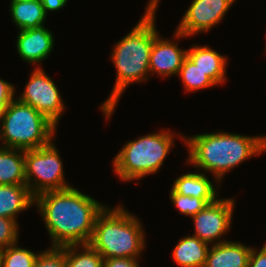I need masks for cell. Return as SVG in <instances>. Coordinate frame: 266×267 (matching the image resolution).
Returning a JSON list of instances; mask_svg holds the SVG:
<instances>
[{
    "label": "cell",
    "instance_id": "52a82bcc",
    "mask_svg": "<svg viewBox=\"0 0 266 267\" xmlns=\"http://www.w3.org/2000/svg\"><path fill=\"white\" fill-rule=\"evenodd\" d=\"M54 140L43 147L25 150L26 185L34 197L73 187L66 182L63 160Z\"/></svg>",
    "mask_w": 266,
    "mask_h": 267
},
{
    "label": "cell",
    "instance_id": "8992f818",
    "mask_svg": "<svg viewBox=\"0 0 266 267\" xmlns=\"http://www.w3.org/2000/svg\"><path fill=\"white\" fill-rule=\"evenodd\" d=\"M57 127L32 106L15 98L0 118V146L32 150L56 138Z\"/></svg>",
    "mask_w": 266,
    "mask_h": 267
},
{
    "label": "cell",
    "instance_id": "2e32d148",
    "mask_svg": "<svg viewBox=\"0 0 266 267\" xmlns=\"http://www.w3.org/2000/svg\"><path fill=\"white\" fill-rule=\"evenodd\" d=\"M35 206V197L27 185H0V217L11 218Z\"/></svg>",
    "mask_w": 266,
    "mask_h": 267
},
{
    "label": "cell",
    "instance_id": "7c38bea8",
    "mask_svg": "<svg viewBox=\"0 0 266 267\" xmlns=\"http://www.w3.org/2000/svg\"><path fill=\"white\" fill-rule=\"evenodd\" d=\"M54 34L45 25L19 30L16 38L18 56L27 64L41 67L54 49Z\"/></svg>",
    "mask_w": 266,
    "mask_h": 267
},
{
    "label": "cell",
    "instance_id": "d4e9b609",
    "mask_svg": "<svg viewBox=\"0 0 266 267\" xmlns=\"http://www.w3.org/2000/svg\"><path fill=\"white\" fill-rule=\"evenodd\" d=\"M19 224L6 217H0V250L17 243L19 238Z\"/></svg>",
    "mask_w": 266,
    "mask_h": 267
},
{
    "label": "cell",
    "instance_id": "d6986e66",
    "mask_svg": "<svg viewBox=\"0 0 266 267\" xmlns=\"http://www.w3.org/2000/svg\"><path fill=\"white\" fill-rule=\"evenodd\" d=\"M9 3L12 21L18 30L37 28L45 24L47 15L40 0L10 1Z\"/></svg>",
    "mask_w": 266,
    "mask_h": 267
},
{
    "label": "cell",
    "instance_id": "8fae6325",
    "mask_svg": "<svg viewBox=\"0 0 266 267\" xmlns=\"http://www.w3.org/2000/svg\"><path fill=\"white\" fill-rule=\"evenodd\" d=\"M161 36L159 34L153 41L149 62L150 75L156 74L162 78L178 76L182 62L187 56V49L179 47L178 40L188 37L176 30L173 33V41Z\"/></svg>",
    "mask_w": 266,
    "mask_h": 267
},
{
    "label": "cell",
    "instance_id": "cb8c5ba5",
    "mask_svg": "<svg viewBox=\"0 0 266 267\" xmlns=\"http://www.w3.org/2000/svg\"><path fill=\"white\" fill-rule=\"evenodd\" d=\"M65 246L48 247L40 251L33 267H65Z\"/></svg>",
    "mask_w": 266,
    "mask_h": 267
},
{
    "label": "cell",
    "instance_id": "5b68a950",
    "mask_svg": "<svg viewBox=\"0 0 266 267\" xmlns=\"http://www.w3.org/2000/svg\"><path fill=\"white\" fill-rule=\"evenodd\" d=\"M175 138L184 142V134L163 128L127 141L112 160L115 175L122 182H133L156 174L175 147Z\"/></svg>",
    "mask_w": 266,
    "mask_h": 267
},
{
    "label": "cell",
    "instance_id": "44dd1931",
    "mask_svg": "<svg viewBox=\"0 0 266 267\" xmlns=\"http://www.w3.org/2000/svg\"><path fill=\"white\" fill-rule=\"evenodd\" d=\"M65 267H103V257L89 244L65 246Z\"/></svg>",
    "mask_w": 266,
    "mask_h": 267
},
{
    "label": "cell",
    "instance_id": "ffe728a7",
    "mask_svg": "<svg viewBox=\"0 0 266 267\" xmlns=\"http://www.w3.org/2000/svg\"><path fill=\"white\" fill-rule=\"evenodd\" d=\"M187 93L197 92L216 86V84L188 57L182 62L178 73Z\"/></svg>",
    "mask_w": 266,
    "mask_h": 267
},
{
    "label": "cell",
    "instance_id": "4316f807",
    "mask_svg": "<svg viewBox=\"0 0 266 267\" xmlns=\"http://www.w3.org/2000/svg\"><path fill=\"white\" fill-rule=\"evenodd\" d=\"M248 267H266V246L264 244L260 250L252 247Z\"/></svg>",
    "mask_w": 266,
    "mask_h": 267
},
{
    "label": "cell",
    "instance_id": "4fadbf2b",
    "mask_svg": "<svg viewBox=\"0 0 266 267\" xmlns=\"http://www.w3.org/2000/svg\"><path fill=\"white\" fill-rule=\"evenodd\" d=\"M187 56L218 86L227 81L228 56L221 55L208 45H191Z\"/></svg>",
    "mask_w": 266,
    "mask_h": 267
},
{
    "label": "cell",
    "instance_id": "3957f363",
    "mask_svg": "<svg viewBox=\"0 0 266 267\" xmlns=\"http://www.w3.org/2000/svg\"><path fill=\"white\" fill-rule=\"evenodd\" d=\"M188 151L186 165L211 173L214 181L222 180L238 165L266 152V135L247 136L238 133L214 131L193 136L184 135Z\"/></svg>",
    "mask_w": 266,
    "mask_h": 267
},
{
    "label": "cell",
    "instance_id": "f546056e",
    "mask_svg": "<svg viewBox=\"0 0 266 267\" xmlns=\"http://www.w3.org/2000/svg\"><path fill=\"white\" fill-rule=\"evenodd\" d=\"M10 1L28 2V1H32V0H10Z\"/></svg>",
    "mask_w": 266,
    "mask_h": 267
},
{
    "label": "cell",
    "instance_id": "5bb4252c",
    "mask_svg": "<svg viewBox=\"0 0 266 267\" xmlns=\"http://www.w3.org/2000/svg\"><path fill=\"white\" fill-rule=\"evenodd\" d=\"M213 183L216 184L213 185ZM219 184H221L219 181L213 182L207 173L195 170L176 177L171 188L183 196L207 199L213 203L220 196L218 195Z\"/></svg>",
    "mask_w": 266,
    "mask_h": 267
},
{
    "label": "cell",
    "instance_id": "e0dca14e",
    "mask_svg": "<svg viewBox=\"0 0 266 267\" xmlns=\"http://www.w3.org/2000/svg\"><path fill=\"white\" fill-rule=\"evenodd\" d=\"M172 250V259L179 267H204L211 245L194 235L184 236Z\"/></svg>",
    "mask_w": 266,
    "mask_h": 267
},
{
    "label": "cell",
    "instance_id": "ba28073f",
    "mask_svg": "<svg viewBox=\"0 0 266 267\" xmlns=\"http://www.w3.org/2000/svg\"><path fill=\"white\" fill-rule=\"evenodd\" d=\"M16 98L32 106L56 127L66 111L60 90L42 67L32 70L23 92Z\"/></svg>",
    "mask_w": 266,
    "mask_h": 267
},
{
    "label": "cell",
    "instance_id": "f1b7e54d",
    "mask_svg": "<svg viewBox=\"0 0 266 267\" xmlns=\"http://www.w3.org/2000/svg\"><path fill=\"white\" fill-rule=\"evenodd\" d=\"M46 15L48 12H55L63 9L69 0H40Z\"/></svg>",
    "mask_w": 266,
    "mask_h": 267
},
{
    "label": "cell",
    "instance_id": "6da1fadb",
    "mask_svg": "<svg viewBox=\"0 0 266 267\" xmlns=\"http://www.w3.org/2000/svg\"><path fill=\"white\" fill-rule=\"evenodd\" d=\"M103 204L76 187L47 191L35 197V206L50 238V247L84 245L91 240Z\"/></svg>",
    "mask_w": 266,
    "mask_h": 267
},
{
    "label": "cell",
    "instance_id": "7a4b0ae2",
    "mask_svg": "<svg viewBox=\"0 0 266 267\" xmlns=\"http://www.w3.org/2000/svg\"><path fill=\"white\" fill-rule=\"evenodd\" d=\"M160 0H149L144 14L110 52L116 68V78L110 95L100 105L104 119L112 118L121 96L133 83L150 79L149 62L154 39L160 34L156 28V12Z\"/></svg>",
    "mask_w": 266,
    "mask_h": 267
},
{
    "label": "cell",
    "instance_id": "9a60e30c",
    "mask_svg": "<svg viewBox=\"0 0 266 267\" xmlns=\"http://www.w3.org/2000/svg\"><path fill=\"white\" fill-rule=\"evenodd\" d=\"M252 247L237 241L212 245L204 267H248Z\"/></svg>",
    "mask_w": 266,
    "mask_h": 267
},
{
    "label": "cell",
    "instance_id": "ac0fdd59",
    "mask_svg": "<svg viewBox=\"0 0 266 267\" xmlns=\"http://www.w3.org/2000/svg\"><path fill=\"white\" fill-rule=\"evenodd\" d=\"M0 185H26L25 150L0 146Z\"/></svg>",
    "mask_w": 266,
    "mask_h": 267
},
{
    "label": "cell",
    "instance_id": "277c9868",
    "mask_svg": "<svg viewBox=\"0 0 266 267\" xmlns=\"http://www.w3.org/2000/svg\"><path fill=\"white\" fill-rule=\"evenodd\" d=\"M145 231L139 217L121 203L106 206L97 216L89 245L103 259L140 258L147 246Z\"/></svg>",
    "mask_w": 266,
    "mask_h": 267
},
{
    "label": "cell",
    "instance_id": "7402d4cb",
    "mask_svg": "<svg viewBox=\"0 0 266 267\" xmlns=\"http://www.w3.org/2000/svg\"><path fill=\"white\" fill-rule=\"evenodd\" d=\"M40 252L19 246V242L0 250V267H33Z\"/></svg>",
    "mask_w": 266,
    "mask_h": 267
},
{
    "label": "cell",
    "instance_id": "9c48e42d",
    "mask_svg": "<svg viewBox=\"0 0 266 267\" xmlns=\"http://www.w3.org/2000/svg\"><path fill=\"white\" fill-rule=\"evenodd\" d=\"M235 203V197H219L213 203L207 204L191 217L194 224L193 235L209 245L227 241L224 235L232 227Z\"/></svg>",
    "mask_w": 266,
    "mask_h": 267
},
{
    "label": "cell",
    "instance_id": "30bf717a",
    "mask_svg": "<svg viewBox=\"0 0 266 267\" xmlns=\"http://www.w3.org/2000/svg\"><path fill=\"white\" fill-rule=\"evenodd\" d=\"M236 0H192L176 31L187 37L207 33L221 23Z\"/></svg>",
    "mask_w": 266,
    "mask_h": 267
},
{
    "label": "cell",
    "instance_id": "484cf974",
    "mask_svg": "<svg viewBox=\"0 0 266 267\" xmlns=\"http://www.w3.org/2000/svg\"><path fill=\"white\" fill-rule=\"evenodd\" d=\"M16 87L14 84L0 78V118L6 107L16 98Z\"/></svg>",
    "mask_w": 266,
    "mask_h": 267
},
{
    "label": "cell",
    "instance_id": "83f0119b",
    "mask_svg": "<svg viewBox=\"0 0 266 267\" xmlns=\"http://www.w3.org/2000/svg\"><path fill=\"white\" fill-rule=\"evenodd\" d=\"M140 258H109L103 260V267H141Z\"/></svg>",
    "mask_w": 266,
    "mask_h": 267
},
{
    "label": "cell",
    "instance_id": "603a6c76",
    "mask_svg": "<svg viewBox=\"0 0 266 267\" xmlns=\"http://www.w3.org/2000/svg\"><path fill=\"white\" fill-rule=\"evenodd\" d=\"M169 199L174 204L175 209H177L181 214L188 217L196 215L210 202L207 199H200L196 197L183 196L176 193L172 188L170 189Z\"/></svg>",
    "mask_w": 266,
    "mask_h": 267
}]
</instances>
